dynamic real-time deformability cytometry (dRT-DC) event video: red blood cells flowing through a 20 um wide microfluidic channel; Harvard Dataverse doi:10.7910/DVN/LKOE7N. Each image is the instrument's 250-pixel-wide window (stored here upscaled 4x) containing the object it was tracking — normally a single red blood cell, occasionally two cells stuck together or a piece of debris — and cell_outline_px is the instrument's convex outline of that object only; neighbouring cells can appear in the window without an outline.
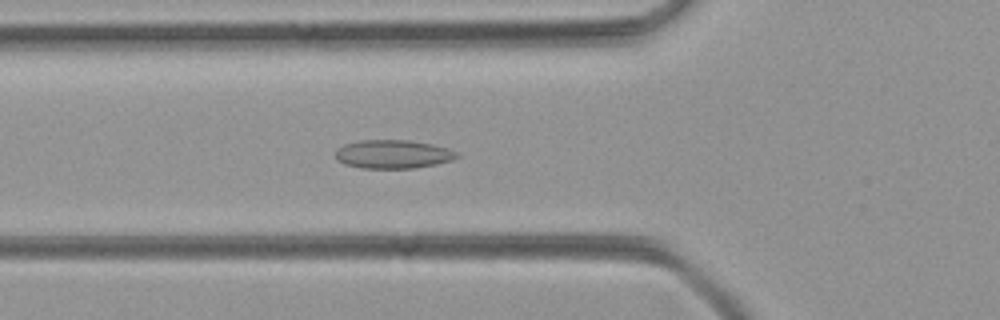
{"species": "common noctule bat (a hibernating species)", "species_latin": "Nyctalus noctula", "temperature_condition": "room temperature", "stored_images_in_passage": 51, "camera_frame_rate_fps": 3000, "um_per_image_px": 0.085, "animal": {"sex": "female", "body_mass_g": 21.9}, "frame": {"image": 1, "passage_image": 18, "time_ms": 5.667, "image_size_px": [1000, 320], "cell_outline_px": [[460, 156], [452, 160], [436, 164], [416, 168], [360, 168], [344, 164], [336, 160], [336, 148], [344, 144], [360, 140], [408, 140], [432, 144], [448, 148], [456, 152]], "centroid_in_image_um": [33.38, 13.1], "position_along_channel_um": 92.4, "area_um2": 20.35}}
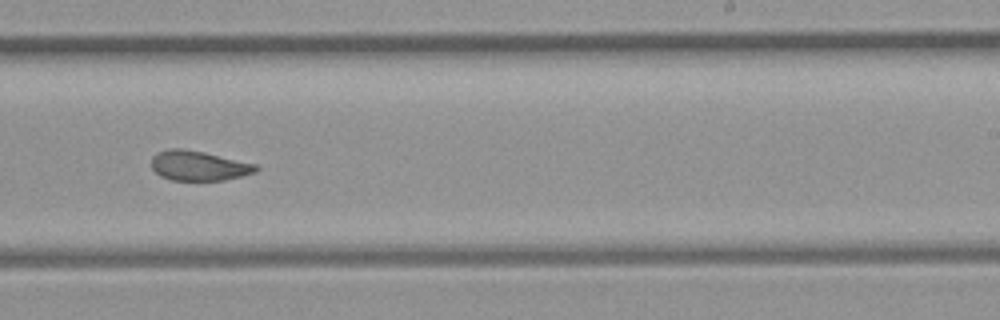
{"frame": {"image": 2, "passage_image": 31, "time_ms": 10.0, "image_size_px": [1000, 320], "cell_outline_px": [[260, 168], [256, 172], [224, 180], [172, 180], [160, 176], [152, 168], [152, 156], [156, 152], [168, 148], [184, 148], [204, 152], [256, 164]], "centroid_in_image_um": [16.87, 14.07], "position_along_channel_um": 272.1, "area_um2": 18.21}}
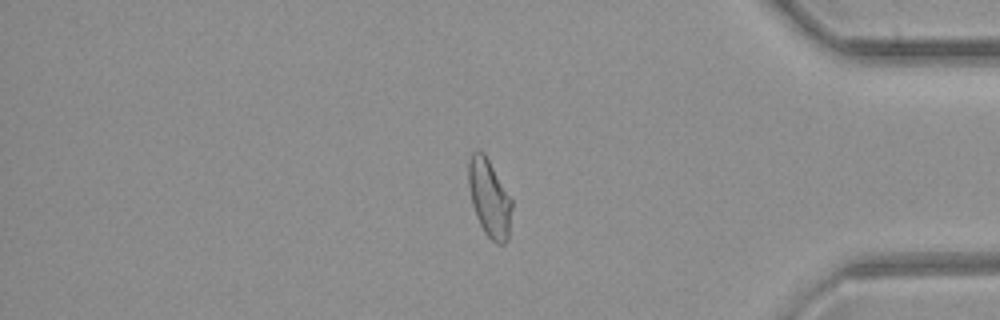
{"frame": {"image": 3, "passage_image": 42, "time_ms": 13.667, "image_size_px": [1000, 320], "cell_outline_px": [[512, 208], [508, 240], [504, 244], [496, 244], [484, 232], [476, 216], [472, 204], [468, 184], [468, 160], [472, 152], [484, 152], [512, 200]], "centroid_in_image_um": [41.59, 16.86], "position_along_channel_um": 393.6, "area_um2": 19.54}}